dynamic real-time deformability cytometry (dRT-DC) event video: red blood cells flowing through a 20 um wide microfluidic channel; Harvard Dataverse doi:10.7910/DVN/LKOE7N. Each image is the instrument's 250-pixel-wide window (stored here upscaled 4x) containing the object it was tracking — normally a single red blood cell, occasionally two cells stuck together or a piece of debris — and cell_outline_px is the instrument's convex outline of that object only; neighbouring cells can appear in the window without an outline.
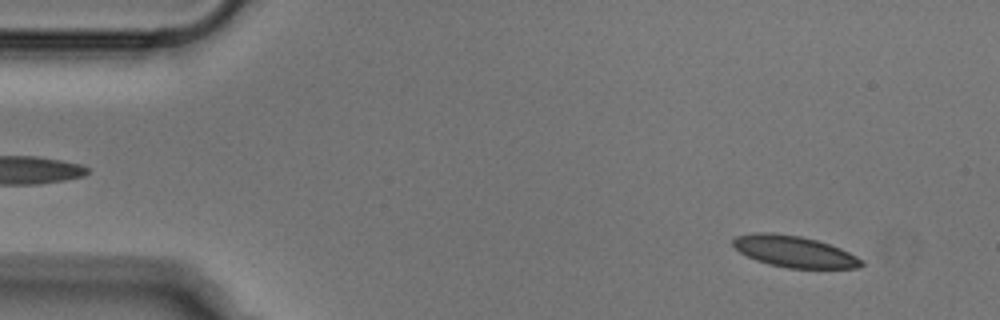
{"species": "Egyptian fruit bat (a non-hibernating species)", "species_latin": "Rousettus aegyptiacus", "temperature_condition": "cold", "stored_images_in_passage": 51, "camera_frame_rate_fps": 3000, "um_per_image_px": 0.085, "animal": {"sex": "male"}, "frame": {"image": 1, "passage_image": 4, "time_ms": 1.0, "image_size_px": [1000, 320], "cell_outline_px": [[864, 264], [856, 268], [788, 268], [768, 264], [756, 260], [740, 252], [732, 244], [732, 240], [736, 236], [756, 232], [772, 232], [800, 236], [816, 240], [840, 248], [864, 260]], "centroid_in_image_um": [67.5, 21.38], "position_along_channel_um": 17.5, "area_um2": 23.41}}
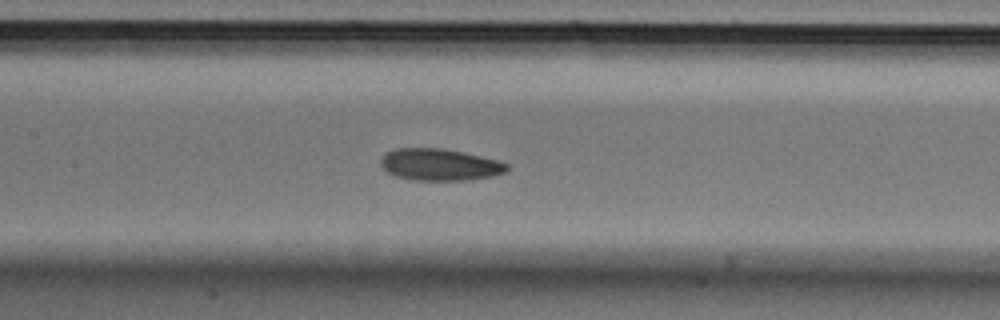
{"frame": {"image": 2, "passage_image": 23, "time_ms": 7.333, "image_size_px": [1000, 320], "cell_outline_px": [[508, 172], [492, 176], [472, 180], [412, 180], [396, 176], [388, 172], [380, 164], [380, 160], [388, 152], [396, 148], [444, 148], [464, 152], [500, 160], [508, 164]], "centroid_in_image_um": [37.43, 13.99], "position_along_channel_um": 170.0, "area_um2": 23.58}}
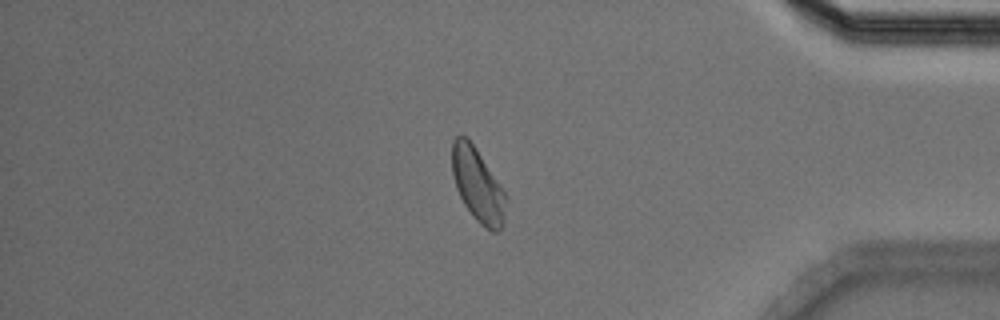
{"frame": {"image": 3, "passage_image": 43, "time_ms": 14.0, "image_size_px": [1000, 320], "cell_outline_px": [[508, 196], [504, 224], [496, 232], [492, 232], [480, 224], [472, 216], [464, 204], [456, 188], [452, 172], [452, 140], [460, 132], [476, 148]], "centroid_in_image_um": [40.62, 15.74], "position_along_channel_um": 394.6, "area_um2": 23.29}}